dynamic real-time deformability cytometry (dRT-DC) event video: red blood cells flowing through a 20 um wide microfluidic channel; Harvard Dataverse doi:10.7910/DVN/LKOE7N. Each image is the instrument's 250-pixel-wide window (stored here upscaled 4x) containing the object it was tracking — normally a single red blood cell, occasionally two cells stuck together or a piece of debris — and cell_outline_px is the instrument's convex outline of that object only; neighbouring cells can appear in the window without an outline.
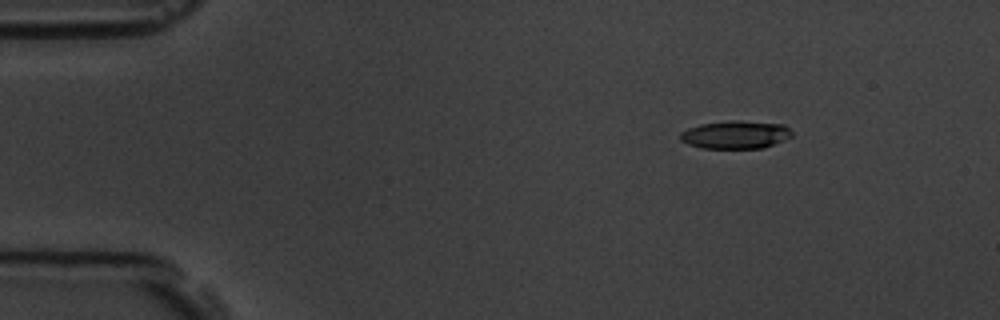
{"species": "common noctule bat (a hibernating species)", "species_latin": "Nyctalus noctula", "temperature_condition": "room temperature", "stored_images_in_passage": 5, "camera_frame_rate_fps": 3000, "um_per_image_px": 0.085, "animal": {"sex": "male", "body_mass_g": 19.5, "forearm_length_mm": 54.6}, "frame": {"image": 1, "passage_image": 1, "time_ms": 0.0, "image_size_px": [1000, 320], "cell_outline_px": [[792, 136], [784, 140], [764, 148], [700, 148], [688, 144], [680, 140], [680, 132], [688, 128], [700, 124], [732, 120], [740, 120], [784, 124], [792, 132]], "centroid_in_image_um": [62.51, 11.44], "position_along_channel_um": 22.5, "area_um2": 18.32}}
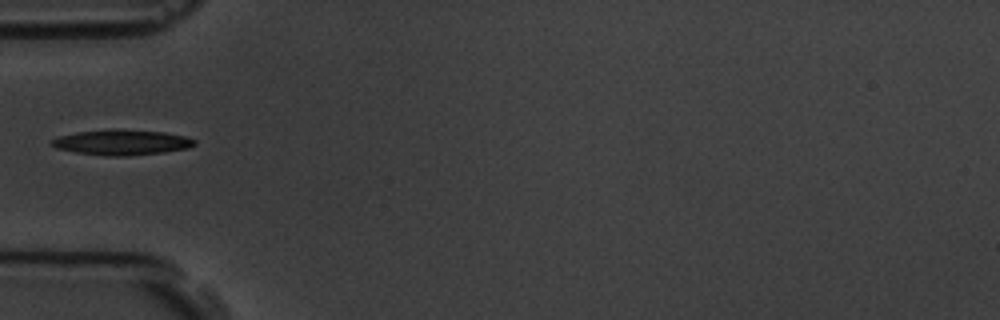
{"frame": {"image": 2, "passage_image": 4, "time_ms": 3.667, "image_size_px": [1000, 320], "cell_outline_px": [[196, 144], [188, 148], [164, 152], [124, 156], [108, 156], [76, 152], [56, 148], [48, 144], [52, 140], [60, 136], [76, 132], [112, 128], [116, 128], [164, 132], [184, 136], [196, 140]], "centroid_in_image_um": [10.34, 12.09], "position_along_channel_um": 74.7, "area_um2": 21.21}}
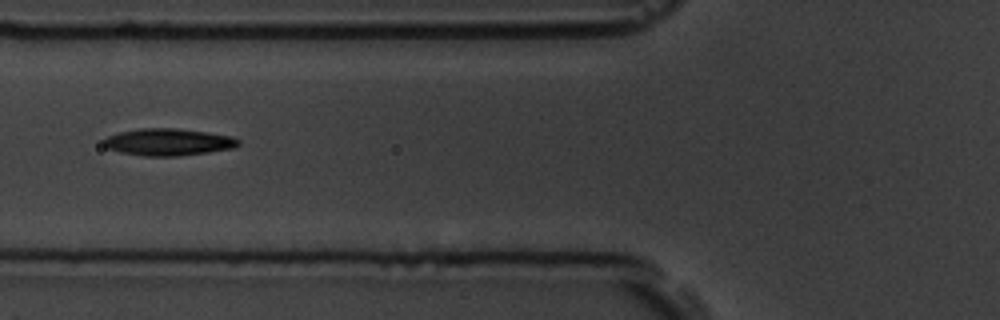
{"frame": {"image": 3, "passage_image": 5, "time_ms": 4.667, "image_size_px": [1000, 320], "cell_outline_px": [[240, 144], [236, 148], [180, 156], [144, 156], [120, 152], [108, 148], [104, 144], [104, 140], [108, 136], [120, 132], [140, 128], [176, 128], [208, 132], [232, 136], [240, 140]], "centroid_in_image_um": [14.36, 12.07], "position_along_channel_um": 111.4, "area_um2": 21.27}}